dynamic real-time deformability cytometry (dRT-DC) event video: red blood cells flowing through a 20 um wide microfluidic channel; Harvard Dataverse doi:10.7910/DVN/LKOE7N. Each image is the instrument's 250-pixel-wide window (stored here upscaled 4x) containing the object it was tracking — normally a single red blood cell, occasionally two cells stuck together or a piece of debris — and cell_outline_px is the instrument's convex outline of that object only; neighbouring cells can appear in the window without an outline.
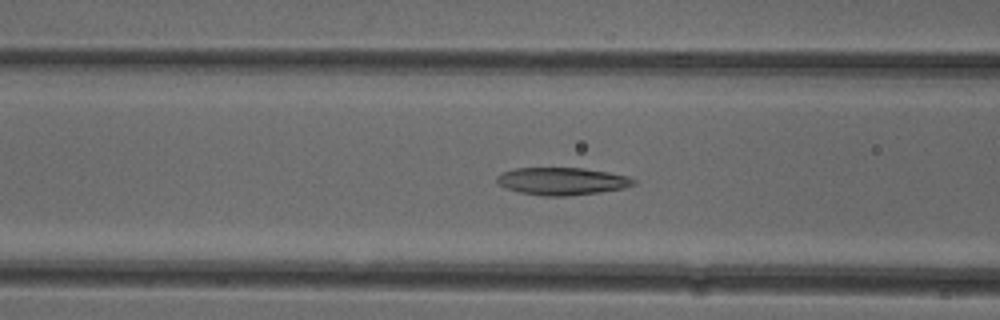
{"species": "common noctule bat (a hibernating species)", "species_latin": "Nyctalus noctula", "temperature_condition": "cold", "stored_images_in_passage": 50, "camera_frame_rate_fps": 3000, "um_per_image_px": 0.085, "animal": {"sex": "female"}, "frame": {"image": 1, "passage_image": 19, "time_ms": 6.0, "image_size_px": [1000, 320], "cell_outline_px": [[636, 184], [624, 188], [600, 192], [568, 196], [544, 196], [520, 192], [504, 188], [496, 180], [496, 176], [504, 172], [516, 168], [584, 168], [608, 172], [628, 176], [636, 180]], "centroid_in_image_um": [47.79, 15.4], "position_along_channel_um": 118.8, "area_um2": 21.91}}
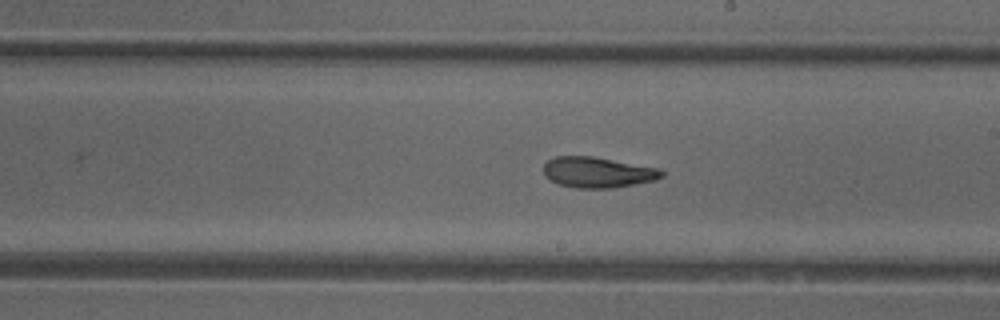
{"frame": {"image": 2, "passage_image": 28, "time_ms": 9.0, "image_size_px": [1000, 320], "cell_outline_px": [[664, 176], [656, 180], [612, 188], [576, 188], [560, 184], [544, 176], [544, 164], [548, 160], [556, 156], [592, 156], [660, 168], [664, 172]], "centroid_in_image_um": [50.83, 14.64], "position_along_channel_um": 238.2, "area_um2": 21.1}}
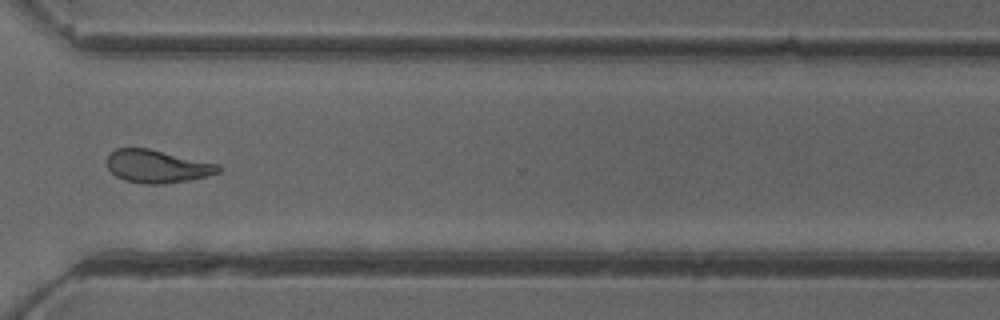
{"frame": {"image": 3, "passage_image": 37, "time_ms": 12.0, "image_size_px": [1000, 320], "cell_outline_px": [[224, 168], [220, 172], [208, 176], [188, 180], [164, 184], [144, 184], [124, 180], [116, 176], [108, 168], [108, 156], [116, 148], [148, 148], [220, 164]], "centroid_in_image_um": [13.41, 14.14], "position_along_channel_um": 357.2, "area_um2": 21.44}, "authors_computed_cell_mechanics": {"area_um2": 21.5594, "velocity_mm_per_s": 3.9769, "shape_relaxation_time_tau1_ms": null, "shape_relaxation_time_tau2_ms": 3.4197, "deformation_change_tau1": null, "deformation_change_tau2": 0.1019}}